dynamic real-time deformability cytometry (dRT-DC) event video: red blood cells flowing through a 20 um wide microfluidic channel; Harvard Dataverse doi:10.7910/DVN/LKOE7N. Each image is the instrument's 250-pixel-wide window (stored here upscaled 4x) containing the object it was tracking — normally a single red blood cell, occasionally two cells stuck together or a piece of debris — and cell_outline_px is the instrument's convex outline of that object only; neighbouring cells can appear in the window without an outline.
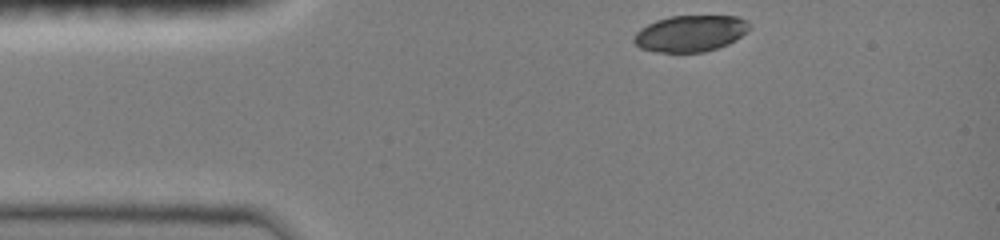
{"species": "common noctule bat (a hibernating species)", "species_latin": "Nyctalus noctula", "temperature_condition": "room temperature", "stored_images_in_passage": 5, "camera_frame_rate_fps": 3000, "um_per_image_px": 0.085, "animal": {"sex": "female", "body_mass_g": 19.0, "forearm_length_mm": 51.5}, "frame": {"image": 1, "passage_image": 1, "time_ms": 0.0, "image_size_px": [1000, 240], "cell_outline_px": [[752, 28], [736, 40], [728, 44], [704, 52], [656, 52], [640, 48], [632, 40], [636, 32], [640, 28], [656, 20], [668, 16], [736, 16], [748, 20], [752, 24]], "centroid_in_image_um": [58.71, 2.83], "position_along_channel_um": 26.3, "area_um2": 24.74}}
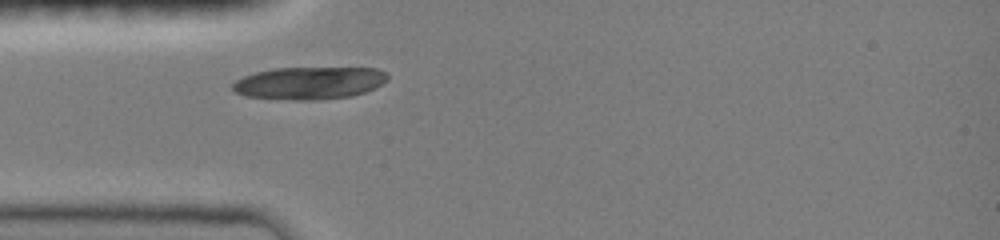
{"frame": {"image": 2, "passage_image": 5, "time_ms": 2.0, "image_size_px": [1000, 240], "cell_outline_px": [[388, 80], [376, 88], [352, 96], [316, 100], [292, 100], [244, 96], [236, 92], [232, 88], [232, 84], [236, 80], [244, 76], [256, 72], [272, 68], [376, 68], [388, 72]], "centroid_in_image_um": [26.32, 7.05], "position_along_channel_um": 58.7, "area_um2": 29.54}}